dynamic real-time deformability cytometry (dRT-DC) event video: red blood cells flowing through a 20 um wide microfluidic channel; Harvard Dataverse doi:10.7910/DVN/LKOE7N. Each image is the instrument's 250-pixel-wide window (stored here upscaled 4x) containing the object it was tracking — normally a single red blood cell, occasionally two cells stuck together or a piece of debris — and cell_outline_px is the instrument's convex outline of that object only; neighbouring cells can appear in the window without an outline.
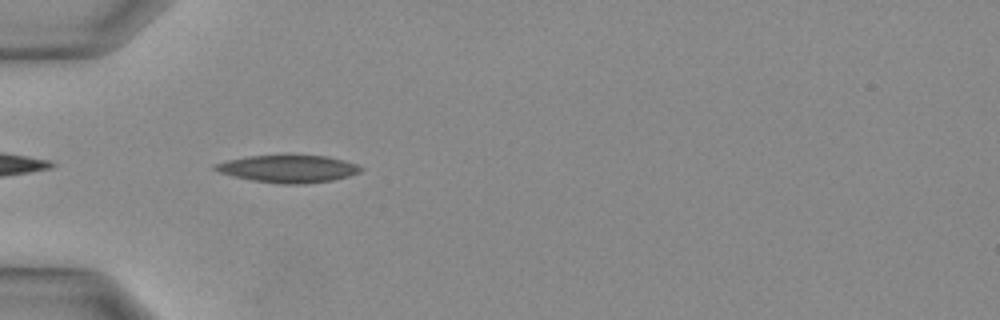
{"species": "Egyptian fruit bat (a non-hibernating species)", "species_latin": "Rousettus aegyptiacus", "temperature_condition": "warm", "stored_images_in_passage": 25, "camera_frame_rate_fps": 3000, "um_per_image_px": 0.085, "animal": {"sex": "female"}, "frame": {"image": 1, "passage_image": 2, "time_ms": 0.333, "image_size_px": [1000, 320], "cell_outline_px": [[364, 168], [360, 172], [348, 176], [332, 180], [304, 184], [276, 184], [252, 180], [232, 176], [220, 172], [212, 168], [212, 164], [228, 160], [248, 156], [324, 156], [344, 160], [356, 164]], "centroid_in_image_um": [24.48, 14.36], "position_along_channel_um": 60.5, "area_um2": 23.12}}
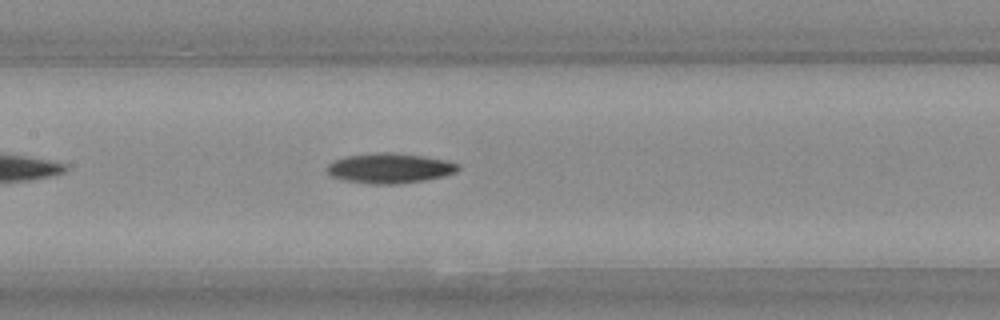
{"frame": {"image": 2, "passage_image": 8, "time_ms": 2.333, "image_size_px": [1000, 320], "cell_outline_px": [[460, 168], [456, 172], [444, 176], [424, 180], [396, 184], [372, 184], [348, 180], [332, 176], [328, 172], [328, 164], [336, 160], [348, 156], [384, 152], [388, 152], [424, 156], [448, 160], [460, 164]], "centroid_in_image_um": [33.21, 14.29], "position_along_channel_um": 174.2, "area_um2": 22.6}}
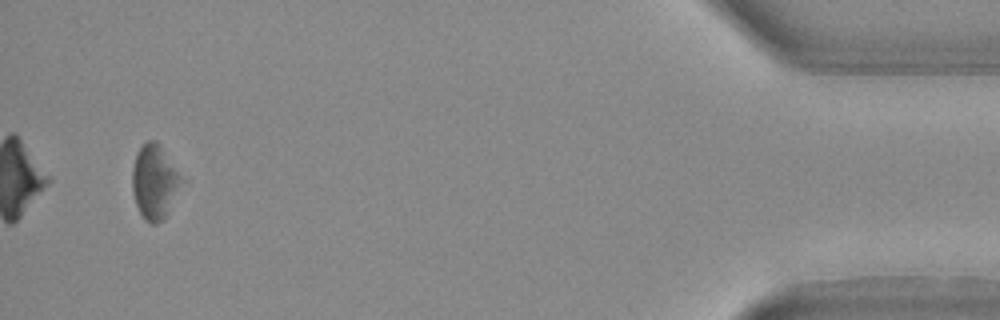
{"frame": {"image": 3, "passage_image": 24, "time_ms": 7.667, "image_size_px": [1000, 320], "cell_outline_px": [[188, 184], [164, 220], [156, 224], [152, 224], [144, 220], [136, 204], [132, 192], [132, 168], [136, 152], [148, 140], [156, 140], [160, 144], [188, 180]], "centroid_in_image_um": [13.26, 15.48], "position_along_channel_um": 421.9, "area_um2": 22.89}}